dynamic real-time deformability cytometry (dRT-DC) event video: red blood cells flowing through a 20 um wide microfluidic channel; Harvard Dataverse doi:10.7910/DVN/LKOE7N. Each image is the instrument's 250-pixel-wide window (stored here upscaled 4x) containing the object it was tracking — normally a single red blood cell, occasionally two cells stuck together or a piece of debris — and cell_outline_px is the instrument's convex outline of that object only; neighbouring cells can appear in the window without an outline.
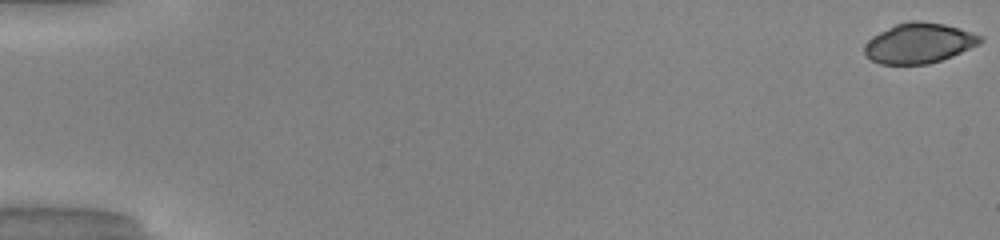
{"species": "common noctule bat (a hibernating species)", "species_latin": "Nyctalus noctula", "temperature_condition": "warm", "stored_images_in_passage": 51, "camera_frame_rate_fps": 3000, "um_per_image_px": 0.085, "animal": {"sex": "male", "body_mass_g": 20.0, "forearm_length_mm": 53.3}, "frame": {"image": 1, "passage_image": 1, "time_ms": 0.0, "image_size_px": [1000, 240], "cell_outline_px": [[984, 40], [980, 44], [952, 56], [928, 64], [880, 64], [872, 60], [864, 52], [864, 44], [872, 36], [896, 24], [912, 20], [920, 20], [944, 24], [960, 28], [984, 36]], "centroid_in_image_um": [78.14, 3.66], "position_along_channel_um": 6.9, "area_um2": 27.17}}
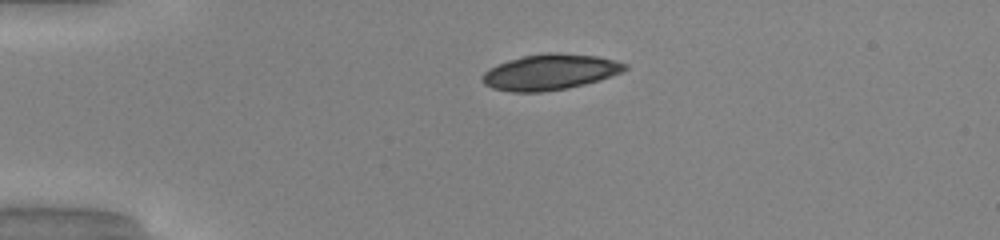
{"frame": {"image": 2, "passage_image": 13, "time_ms": 4.0, "image_size_px": [1000, 240], "cell_outline_px": [[628, 68], [624, 72], [600, 80], [584, 84], [564, 88], [540, 92], [512, 92], [492, 88], [484, 84], [480, 80], [480, 76], [484, 72], [508, 60], [524, 56], [548, 52], [556, 52], [596, 56], [616, 60], [628, 64]], "centroid_in_image_um": [46.78, 6.12], "position_along_channel_um": 38.2, "area_um2": 29.65}}